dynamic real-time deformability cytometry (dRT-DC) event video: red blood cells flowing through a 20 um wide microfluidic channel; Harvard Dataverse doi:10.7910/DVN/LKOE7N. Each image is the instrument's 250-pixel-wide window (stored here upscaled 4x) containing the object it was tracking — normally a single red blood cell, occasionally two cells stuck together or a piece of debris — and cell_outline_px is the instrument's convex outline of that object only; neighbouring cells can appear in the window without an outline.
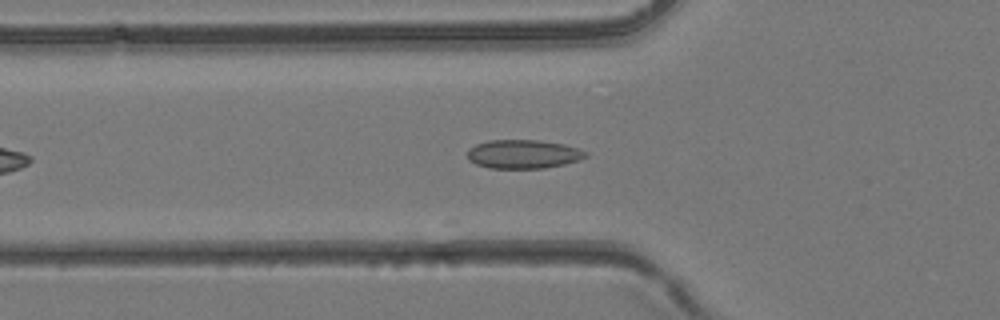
{"species": "common noctule bat (a hibernating species)", "species_latin": "Nyctalus noctula", "temperature_condition": "room temperature", "stored_images_in_passage": 12, "camera_frame_rate_fps": 3000, "um_per_image_px": 0.085, "animal": {"sex": "female", "body_mass_g": 24.6, "forearm_length_mm": 56.2}, "frame": {"image": 1, "passage_image": 7, "time_ms": 2.0, "image_size_px": [1000, 320], "cell_outline_px": [[588, 156], [580, 160], [564, 164], [544, 168], [488, 168], [476, 164], [468, 160], [468, 148], [476, 144], [488, 140], [540, 140], [564, 144], [580, 148], [588, 152]], "centroid_in_image_um": [44.5, 13.09], "position_along_channel_um": 81.3, "area_um2": 20.06}}
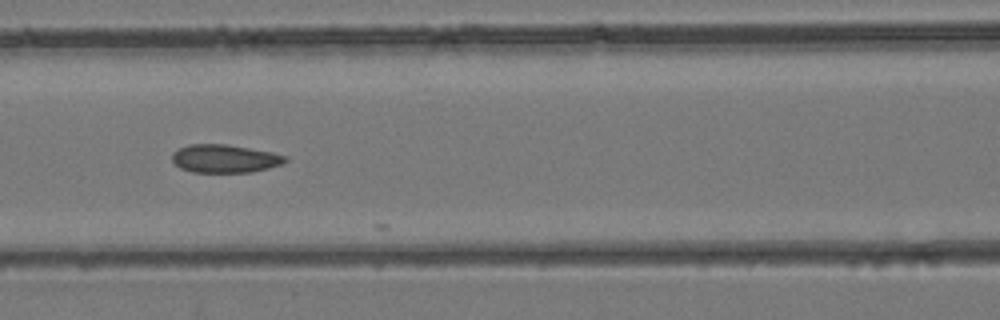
{"frame": {"image": 2, "passage_image": 11, "time_ms": 3.333, "image_size_px": [1000, 320], "cell_outline_px": [[288, 160], [280, 164], [268, 168], [252, 172], [192, 172], [180, 168], [172, 160], [172, 152], [188, 144], [228, 144], [272, 152], [288, 156]], "centroid_in_image_um": [19.1, 13.47], "position_along_channel_um": 147.5, "area_um2": 18.61}}